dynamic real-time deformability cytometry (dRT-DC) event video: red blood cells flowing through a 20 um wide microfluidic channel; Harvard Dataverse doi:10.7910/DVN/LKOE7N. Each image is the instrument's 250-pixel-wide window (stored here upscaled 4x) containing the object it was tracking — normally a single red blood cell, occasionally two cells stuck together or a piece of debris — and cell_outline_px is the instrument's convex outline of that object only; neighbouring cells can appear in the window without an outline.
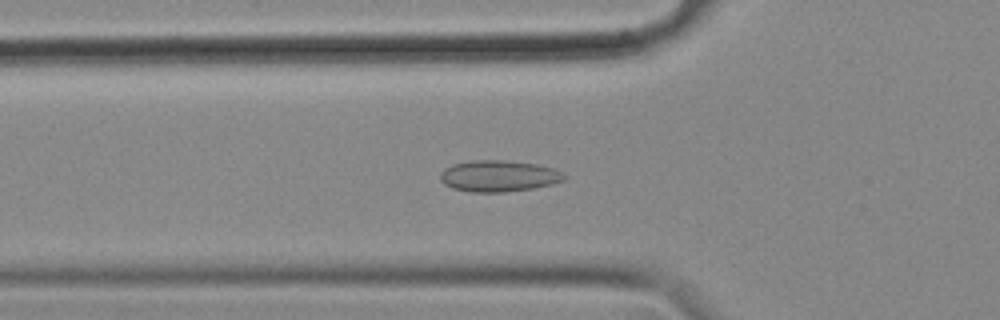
{"species": "common noctule bat (a hibernating species)", "species_latin": "Nyctalus noctula", "temperature_condition": "cold", "stored_images_in_passage": 47, "camera_frame_rate_fps": 3000, "um_per_image_px": 0.085, "animal": {"sex": "female", "body_mass_g": 18.4}, "frame": {"image": 1, "passage_image": 16, "time_ms": 5.0, "image_size_px": [1000, 320], "cell_outline_px": [[568, 176], [564, 180], [552, 184], [532, 188], [504, 192], [472, 192], [452, 188], [444, 184], [440, 180], [440, 172], [444, 168], [452, 164], [472, 160], [504, 160], [536, 164], [552, 168]], "centroid_in_image_um": [42.35, 14.96], "position_along_channel_um": 83.4, "area_um2": 22.66}}
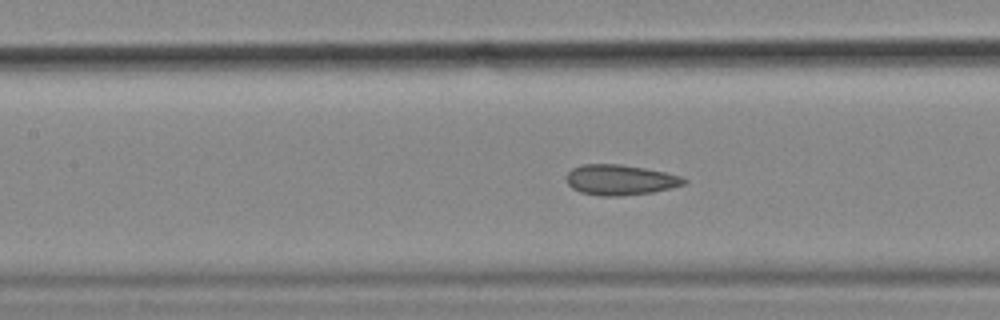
{"frame": {"image": 2, "passage_image": 22, "time_ms": 7.0, "image_size_px": [1000, 320], "cell_outline_px": [[688, 180], [684, 184], [652, 192], [620, 196], [600, 196], [580, 192], [572, 188], [568, 184], [568, 172], [572, 168], [584, 164], [620, 164], [644, 168], [664, 172], [680, 176]], "centroid_in_image_um": [52.7, 15.29], "position_along_channel_um": 154.7, "area_um2": 20.58}}
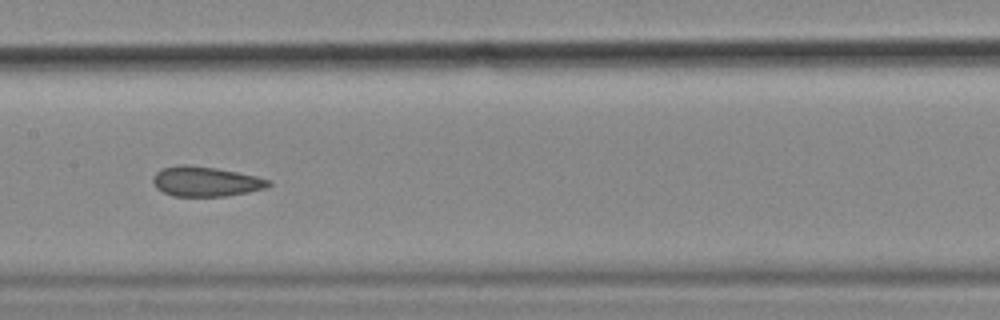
{"frame": {"image": 3, "passage_image": 25, "time_ms": 8.0, "image_size_px": [1000, 320], "cell_outline_px": [[272, 184], [264, 188], [248, 192], [224, 196], [172, 196], [156, 188], [152, 180], [152, 176], [160, 168], [180, 164], [188, 164], [216, 168], [256, 176], [272, 180]], "centroid_in_image_um": [17.45, 15.41], "position_along_channel_um": 190.0, "area_um2": 20.23}}